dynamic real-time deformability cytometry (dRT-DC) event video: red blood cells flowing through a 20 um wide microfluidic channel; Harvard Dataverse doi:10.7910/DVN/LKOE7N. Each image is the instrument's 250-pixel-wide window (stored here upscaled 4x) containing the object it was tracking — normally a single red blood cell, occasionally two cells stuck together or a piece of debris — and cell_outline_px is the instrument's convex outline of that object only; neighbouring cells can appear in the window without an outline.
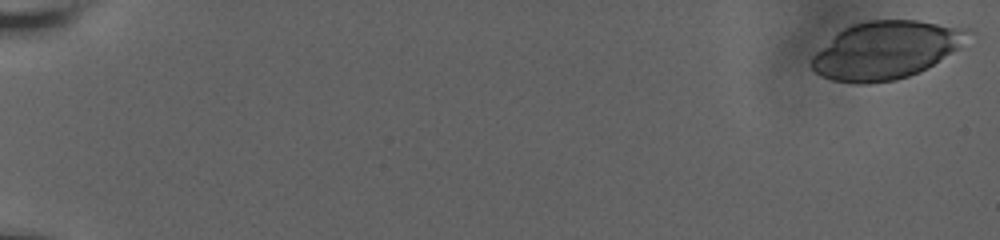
{"species": "human", "species_latin": "Homo sapiens", "temperature_condition": "room temperature", "stored_images_in_passage": 10, "camera_frame_rate_fps": 3000, "um_per_image_px": 0.085, "donor": {"sex": "male"}, "frame": {"image": 1, "passage_image": 1, "time_ms": 0.0, "image_size_px": [1000, 240], "cell_outline_px": [[968, 28], [956, 48], [928, 68], [920, 72], [896, 80], [864, 84], [856, 84], [832, 80], [820, 76], [812, 68], [812, 56], [816, 52], [844, 28], [852, 24], [868, 20], [916, 20]], "centroid_in_image_um": [75.22, 4.28], "position_along_channel_um": 9.8, "area_um2": 51.56}}
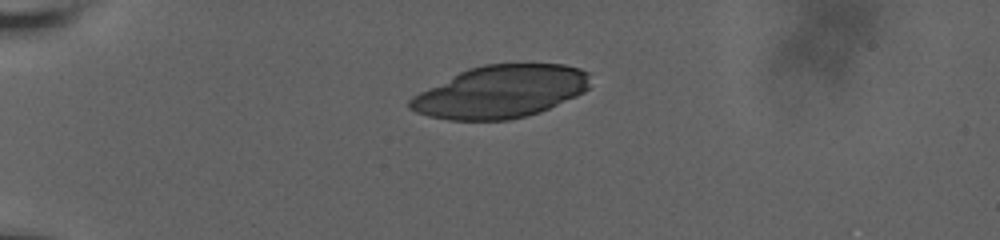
{"frame": {"image": 2, "passage_image": 7, "time_ms": 5.333, "image_size_px": [1000, 240], "cell_outline_px": [[588, 88], [584, 92], [576, 96], [540, 112], [528, 116], [508, 120], [448, 120], [428, 116], [416, 112], [408, 108], [408, 100], [412, 96], [468, 68], [484, 64], [564, 64], [580, 68], [588, 72]], "centroid_in_image_um": [42.55, 7.8], "position_along_channel_um": 42.5, "area_um2": 55.03}}